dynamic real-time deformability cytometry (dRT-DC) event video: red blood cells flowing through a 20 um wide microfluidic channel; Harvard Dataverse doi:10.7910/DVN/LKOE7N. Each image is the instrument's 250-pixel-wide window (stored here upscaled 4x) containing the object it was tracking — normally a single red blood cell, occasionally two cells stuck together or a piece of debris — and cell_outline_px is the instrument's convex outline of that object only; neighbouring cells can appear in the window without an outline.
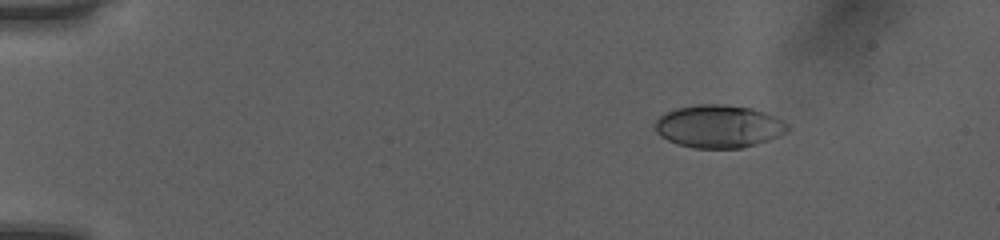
{"species": "human", "species_latin": "Homo sapiens", "temperature_condition": "room temperature", "stored_images_in_passage": 19, "camera_frame_rate_fps": 3000, "um_per_image_px": 0.085, "donor": {"sex": "female"}, "frame": {"image": 1, "passage_image": 1, "time_ms": 0.0, "image_size_px": [1000, 240], "cell_outline_px": [[792, 128], [788, 132], [768, 140], [756, 144], [740, 148], [696, 148], [680, 144], [668, 140], [660, 136], [656, 132], [656, 120], [664, 112], [676, 108], [696, 104], [724, 104], [752, 108], [764, 112], [784, 120]], "centroid_in_image_um": [61.12, 10.73], "position_along_channel_um": 23.9, "area_um2": 33.18}}
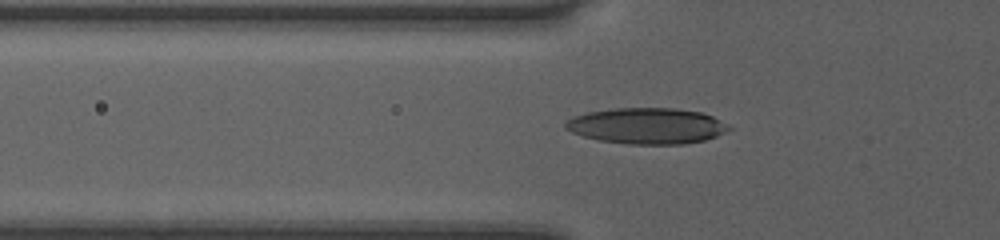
{"frame": {"image": 2, "passage_image": 12, "time_ms": 3.667, "image_size_px": [1000, 240], "cell_outline_px": [[732, 128], [716, 136], [704, 140], [680, 144], [628, 144], [600, 140], [584, 136], [572, 132], [564, 128], [564, 124], [572, 116], [588, 112], [616, 108], [676, 108], [700, 112], [712, 116], [728, 124]], "centroid_in_image_um": [54.98, 10.69], "position_along_channel_um": 70.8, "area_um2": 34.1}}
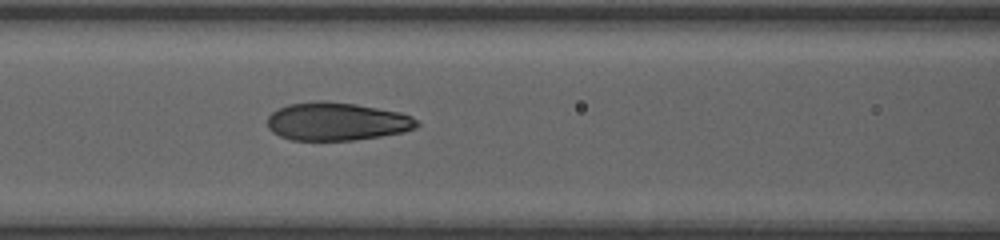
{"frame": {"image": 3, "passage_image": 17, "time_ms": 5.333, "image_size_px": [1000, 240], "cell_outline_px": [[420, 124], [416, 128], [404, 132], [380, 136], [352, 140], [292, 140], [280, 136], [272, 132], [268, 128], [268, 116], [276, 108], [288, 104], [320, 100], [356, 104], [400, 112], [412, 116]], "centroid_in_image_um": [28.61, 10.32], "position_along_channel_um": 138.0, "area_um2": 33.29}}